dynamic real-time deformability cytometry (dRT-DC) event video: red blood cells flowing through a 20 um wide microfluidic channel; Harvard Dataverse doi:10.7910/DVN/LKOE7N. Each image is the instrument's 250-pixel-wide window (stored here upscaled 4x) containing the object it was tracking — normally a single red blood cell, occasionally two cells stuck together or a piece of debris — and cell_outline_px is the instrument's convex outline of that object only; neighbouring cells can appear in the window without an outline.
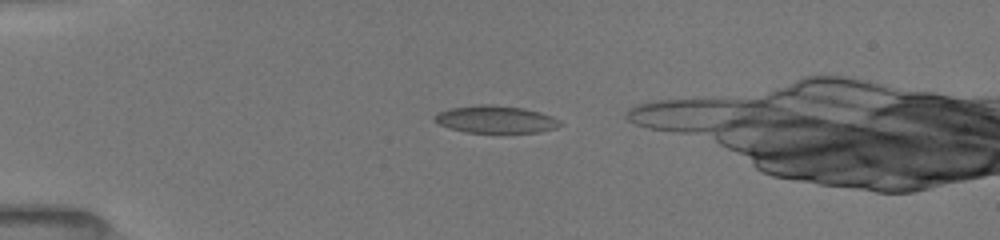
{"species": "common noctule bat (a hibernating species)", "species_latin": "Nyctalus noctula", "temperature_condition": "room temperature", "stored_images_in_passage": 9, "camera_frame_rate_fps": 3000, "um_per_image_px": 0.085, "animal": {"sex": "female", "body_mass_g": 19.5, "forearm_length_mm": 54.1}, "frame": {"image": 1, "passage_image": 2, "time_ms": 0.333, "image_size_px": [1000, 240], "cell_outline_px": [[564, 124], [556, 128], [536, 132], [464, 132], [448, 128], [432, 120], [432, 116], [448, 108], [480, 104], [492, 104], [524, 108], [540, 112], [552, 116], [560, 120]], "centroid_in_image_um": [42.11, 10.13], "position_along_channel_um": 42.9, "area_um2": 20.17}}
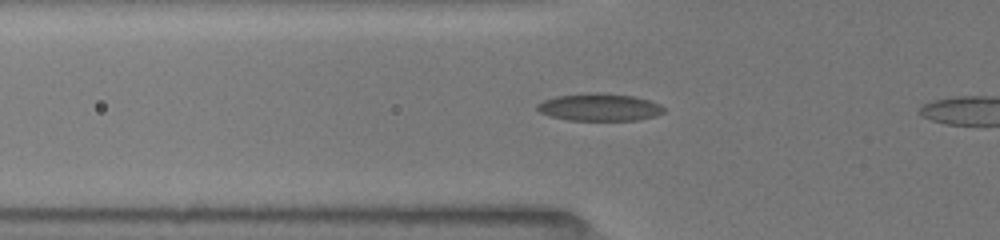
{"frame": {"image": 2, "passage_image": 7, "time_ms": 2.0, "image_size_px": [1000, 240], "cell_outline_px": [[664, 112], [656, 116], [636, 120], [568, 120], [548, 116], [540, 112], [536, 108], [536, 104], [544, 100], [556, 96], [580, 92], [600, 92], [632, 96], [648, 100], [660, 104], [664, 108]], "centroid_in_image_um": [50.91, 9.1], "position_along_channel_um": 74.9, "area_um2": 20.46}}